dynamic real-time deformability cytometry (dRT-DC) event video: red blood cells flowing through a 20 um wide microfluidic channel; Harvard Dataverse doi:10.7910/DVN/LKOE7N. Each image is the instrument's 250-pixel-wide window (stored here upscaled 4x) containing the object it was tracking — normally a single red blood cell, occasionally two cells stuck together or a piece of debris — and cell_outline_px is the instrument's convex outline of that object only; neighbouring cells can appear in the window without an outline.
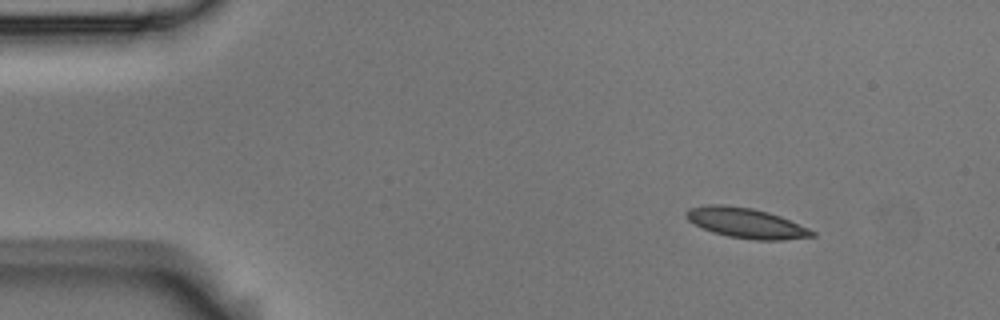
{"species": "Egyptian fruit bat (a non-hibernating species)", "species_latin": "Rousettus aegyptiacus", "temperature_condition": "room temperature", "stored_images_in_passage": 3, "camera_frame_rate_fps": 3000, "um_per_image_px": 0.085, "animal": {"sex": "male"}, "frame": {"image": 1, "passage_image": 1, "time_ms": 0.0, "image_size_px": [1000, 320], "cell_outline_px": [[816, 236], [784, 240], [752, 240], [728, 236], [712, 232], [688, 220], [684, 216], [684, 212], [688, 208], [708, 204], [724, 204], [752, 208], [768, 212], [780, 216], [808, 228], [816, 232]], "centroid_in_image_um": [63.4, 18.95], "position_along_channel_um": 21.6, "area_um2": 22.2}}
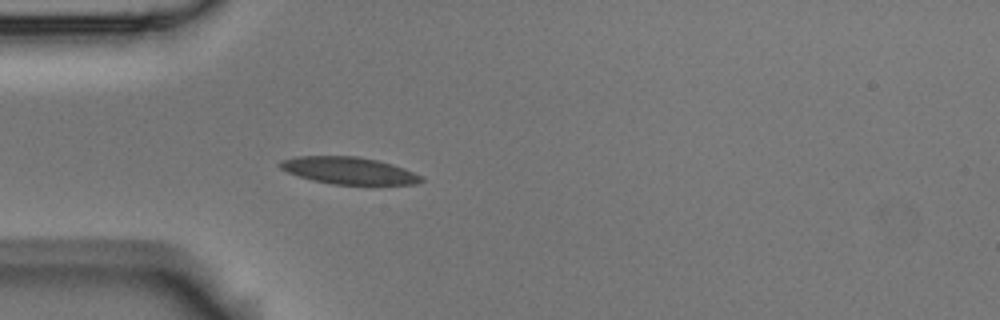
{"frame": {"image": 2, "passage_image": 3, "time_ms": 0.667, "image_size_px": [1000, 320], "cell_outline_px": [[424, 180], [416, 184], [332, 184], [312, 180], [288, 172], [280, 168], [276, 164], [280, 160], [296, 156], [356, 156], [380, 160], [404, 168], [424, 176]], "centroid_in_image_um": [29.65, 14.49], "position_along_channel_um": 55.4, "area_um2": 22.37}}